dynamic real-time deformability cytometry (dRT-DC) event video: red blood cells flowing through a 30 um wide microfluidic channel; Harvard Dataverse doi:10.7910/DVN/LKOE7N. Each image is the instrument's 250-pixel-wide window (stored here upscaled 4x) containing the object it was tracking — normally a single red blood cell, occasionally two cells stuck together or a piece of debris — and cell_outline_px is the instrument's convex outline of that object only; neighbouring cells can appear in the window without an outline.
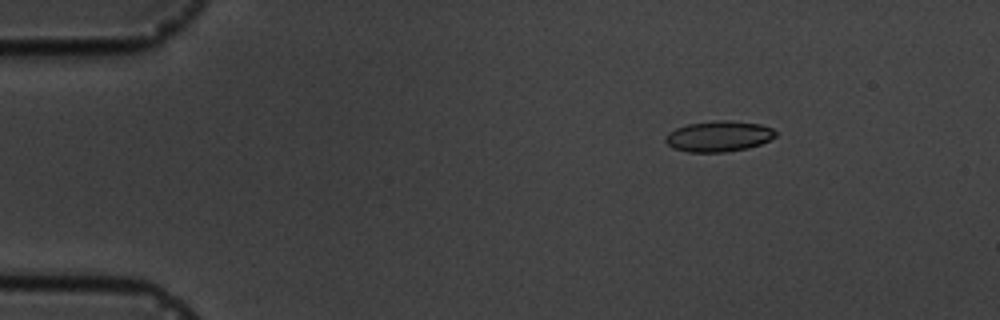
{"species": "common noctule bat (a hibernating species)", "species_latin": "Nyctalus noctula", "temperature_condition": "cold", "stored_images_in_passage": 4, "camera_frame_rate_fps": 3000, "um_per_image_px": 0.085, "animal": {"sex": "male", "body_mass_g": 19.5, "forearm_length_mm": 54.6}, "frame": {"image": 1, "passage_image": 1, "time_ms": 0.0, "image_size_px": [1000, 320], "cell_outline_px": [[776, 136], [760, 144], [748, 148], [724, 152], [688, 152], [672, 148], [664, 140], [664, 136], [668, 132], [676, 128], [688, 124], [716, 120], [728, 120], [760, 124], [772, 128], [776, 132]], "centroid_in_image_um": [61.06, 11.58], "position_along_channel_um": 23.9, "area_um2": 19.77}}